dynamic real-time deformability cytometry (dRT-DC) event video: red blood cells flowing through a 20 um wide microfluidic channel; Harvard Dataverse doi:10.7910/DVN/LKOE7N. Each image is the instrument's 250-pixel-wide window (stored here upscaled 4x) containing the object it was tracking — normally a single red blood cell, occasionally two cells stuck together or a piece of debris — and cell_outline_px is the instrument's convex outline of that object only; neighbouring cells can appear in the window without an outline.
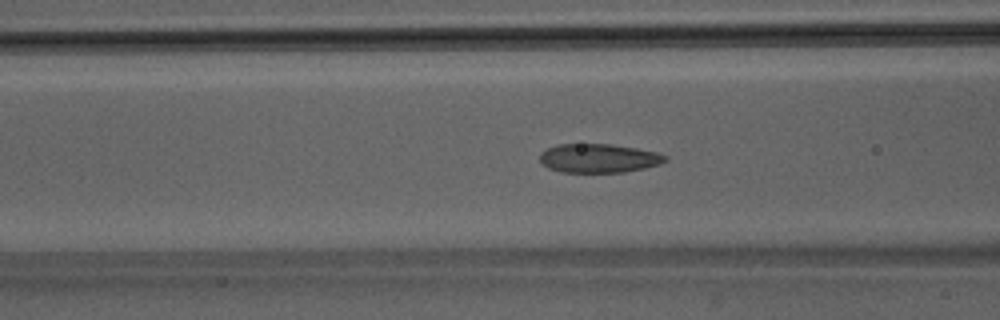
{"species": "Egyptian fruit bat (a non-hibernating species)", "species_latin": "Rousettus aegyptiacus", "temperature_condition": "room temperature", "stored_images_in_passage": 30, "camera_frame_rate_fps": 3000, "um_per_image_px": 0.085, "animal": {"sex": "male"}, "frame": {"image": 1, "passage_image": 13, "time_ms": 4.0, "image_size_px": [1000, 320], "cell_outline_px": [[668, 160], [660, 164], [644, 168], [624, 172], [560, 172], [548, 168], [540, 160], [540, 152], [556, 144], [612, 144], [636, 148], [656, 152], [668, 156]], "centroid_in_image_um": [50.9, 13.45], "position_along_channel_um": 115.7, "area_um2": 21.15}}
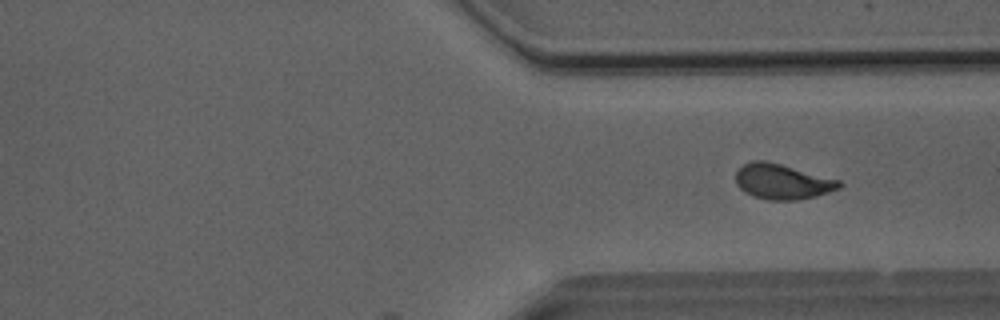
{"frame": {"image": 2, "passage_image": 30, "time_ms": 9.667, "image_size_px": [1000, 320], "cell_outline_px": [[844, 184], [840, 188], [816, 196], [796, 200], [768, 200], [752, 196], [744, 192], [736, 184], [736, 172], [744, 164], [752, 160], [764, 160], [780, 164], [840, 180]], "centroid_in_image_um": [66.49, 15.44], "position_along_channel_um": 344.9, "area_um2": 21.21}}